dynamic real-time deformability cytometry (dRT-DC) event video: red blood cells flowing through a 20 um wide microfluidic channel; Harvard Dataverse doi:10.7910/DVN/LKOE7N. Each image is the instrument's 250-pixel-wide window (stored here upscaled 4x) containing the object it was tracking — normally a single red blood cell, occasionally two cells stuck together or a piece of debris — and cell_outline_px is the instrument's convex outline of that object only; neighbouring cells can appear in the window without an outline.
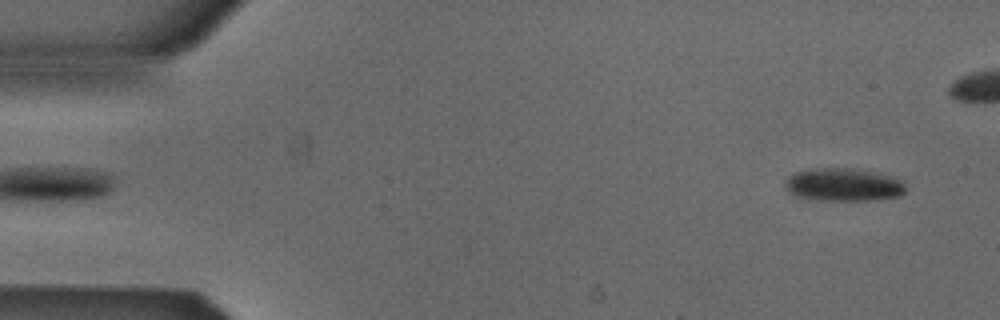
{"species": "Egyptian fruit bat (a non-hibernating species)", "species_latin": "Rousettus aegyptiacus", "temperature_condition": "cold", "stored_images_in_passage": 46, "camera_frame_rate_fps": 3000, "um_per_image_px": 0.085, "animal": {"sex": "male"}, "frame": {"image": 1, "passage_image": 3, "time_ms": 0.667, "image_size_px": [1000, 320], "cell_outline_px": [[904, 192], [900, 196], [876, 200], [820, 200], [796, 196], [788, 192], [784, 188], [784, 180], [788, 176], [796, 172], [808, 168], [852, 168], [876, 172], [892, 176], [904, 180]], "centroid_in_image_um": [71.67, 15.69], "position_along_channel_um": 13.3, "area_um2": 23.52}}
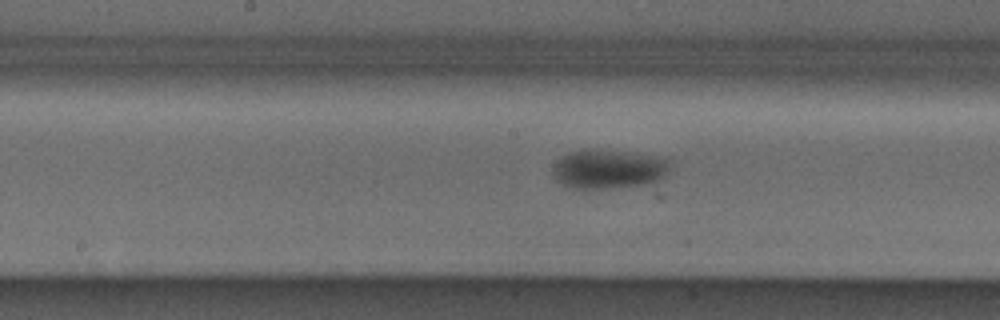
{"frame": {"image": 2, "passage_image": 26, "time_ms": 8.333, "image_size_px": [1000, 320], "cell_outline_px": [[672, 164], [668, 172], [660, 180], [640, 184], [600, 188], [568, 188], [556, 180], [552, 172], [552, 168], [556, 160], [568, 152], [588, 148], [664, 156], [672, 160]], "centroid_in_image_um": [51.73, 14.33], "position_along_channel_um": 196.5, "area_um2": 27.05}}
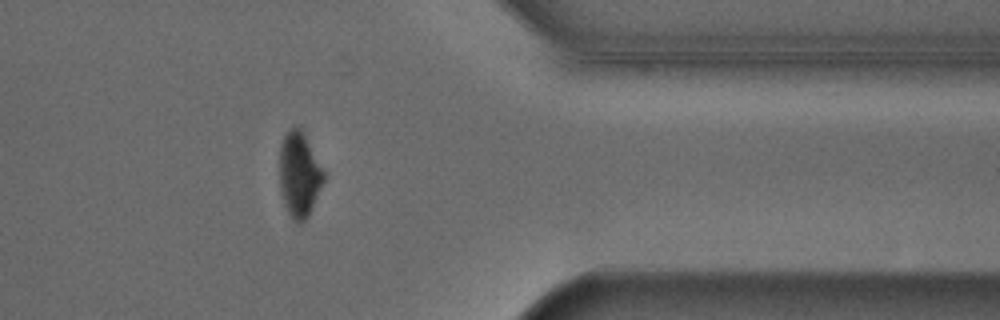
{"frame": {"image": 3, "passage_image": 42, "time_ms": 13.667, "image_size_px": [1000, 320], "cell_outline_px": [[324, 180], [312, 208], [308, 216], [300, 224], [296, 224], [292, 220], [284, 204], [280, 192], [280, 144], [284, 136], [292, 128], [300, 128], [304, 132], [324, 172]], "centroid_in_image_um": [25.43, 14.87], "position_along_channel_um": 386.0, "area_um2": 21.73}, "authors_computed_cell_mechanics": {"area_um2": 25.7788, "velocity_mm_per_s": 3.8673, "shape_relaxation_time_tau1_ms": 9.5042, "shape_relaxation_time_tau2_ms": null, "deformation_change_tau1": 0.1466, "deformation_change_tau2": null}}